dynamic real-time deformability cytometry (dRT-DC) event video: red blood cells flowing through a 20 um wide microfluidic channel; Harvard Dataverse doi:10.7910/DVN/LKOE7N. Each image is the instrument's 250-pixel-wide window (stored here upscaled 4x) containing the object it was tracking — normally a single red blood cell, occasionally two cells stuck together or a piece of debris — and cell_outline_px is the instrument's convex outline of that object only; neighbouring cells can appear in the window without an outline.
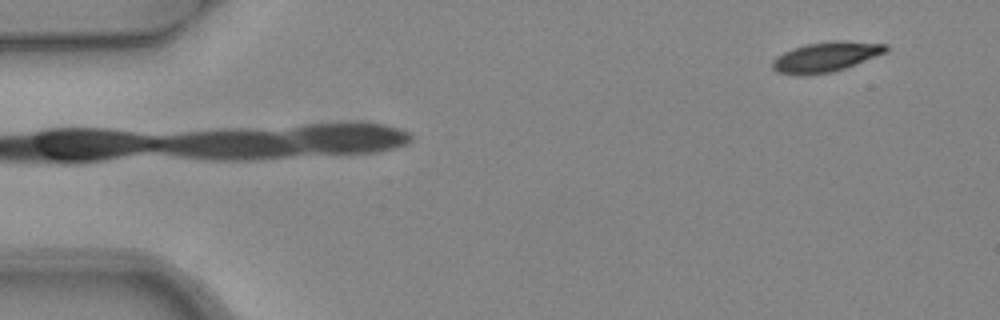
{"species": "common noctule bat (a hibernating species)", "species_latin": "Nyctalus noctula", "temperature_condition": "warm", "stored_images_in_passage": 5, "camera_frame_rate_fps": 3000, "um_per_image_px": 0.085, "animal": {"sex": "female", "body_mass_g": 24.6, "forearm_length_mm": 56.2}, "frame": {"image": 1, "passage_image": 5, "time_ms": 1.333, "image_size_px": [1000, 320], "cell_outline_px": [[888, 52], [856, 64], [832, 72], [808, 76], [796, 76], [776, 72], [772, 68], [772, 60], [776, 56], [792, 48], [808, 44], [832, 40], [844, 40], [888, 44]], "centroid_in_image_um": [70.19, 4.84], "position_along_channel_um": 14.8, "area_um2": 20.23}}